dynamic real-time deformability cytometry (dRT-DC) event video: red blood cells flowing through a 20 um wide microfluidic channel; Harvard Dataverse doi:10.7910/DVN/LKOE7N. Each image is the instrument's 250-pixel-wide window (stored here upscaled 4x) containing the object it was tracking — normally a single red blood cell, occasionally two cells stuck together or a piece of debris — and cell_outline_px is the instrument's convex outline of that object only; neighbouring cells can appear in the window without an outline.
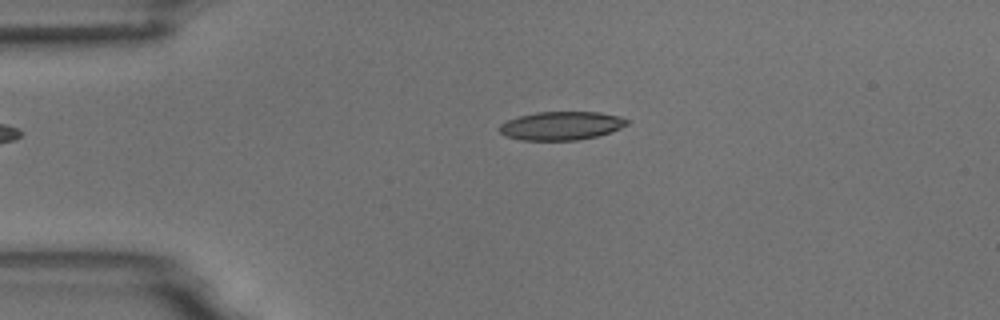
{"species": "common noctule bat (a hibernating species)", "species_latin": "Nyctalus noctula", "temperature_condition": "room temperature", "stored_images_in_passage": 2, "camera_frame_rate_fps": 3000, "um_per_image_px": 0.085, "animal": {"sex": "male", "body_mass_g": 18.8}, "frame": {"image": 1, "passage_image": 1, "time_ms": 0.0, "image_size_px": [1000, 320], "cell_outline_px": [[628, 124], [612, 132], [596, 136], [576, 140], [520, 140], [504, 136], [496, 128], [500, 124], [516, 116], [536, 112], [600, 112], [620, 116], [628, 120]], "centroid_in_image_um": [47.67, 10.68], "position_along_channel_um": 37.3, "area_um2": 21.39}}